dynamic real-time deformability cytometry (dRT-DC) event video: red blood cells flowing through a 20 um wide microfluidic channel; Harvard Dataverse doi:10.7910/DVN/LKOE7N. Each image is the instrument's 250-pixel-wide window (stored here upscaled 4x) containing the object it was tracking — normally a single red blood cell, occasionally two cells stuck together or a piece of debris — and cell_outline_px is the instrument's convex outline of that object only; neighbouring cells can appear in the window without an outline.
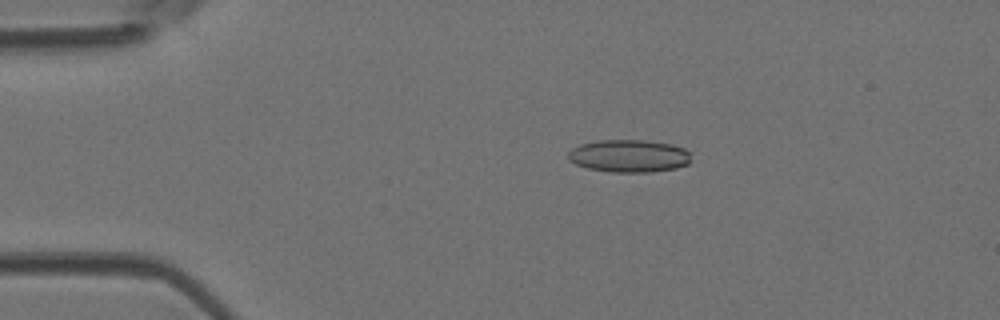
{"species": "Egyptian fruit bat (a non-hibernating species)", "species_latin": "Rousettus aegyptiacus", "temperature_condition": "room temperature", "stored_images_in_passage": 4, "camera_frame_rate_fps": 3000, "um_per_image_px": 0.085, "animal": {"sex": "female"}, "frame": {"image": 1, "passage_image": 3, "time_ms": 0.667, "image_size_px": [1000, 320], "cell_outline_px": [[688, 164], [676, 168], [648, 172], [612, 172], [588, 168], [576, 164], [568, 160], [568, 152], [572, 148], [580, 144], [596, 140], [644, 140], [672, 144], [684, 148], [688, 152]], "centroid_in_image_um": [53.42, 13.25], "position_along_channel_um": 31.6, "area_um2": 23.29}}
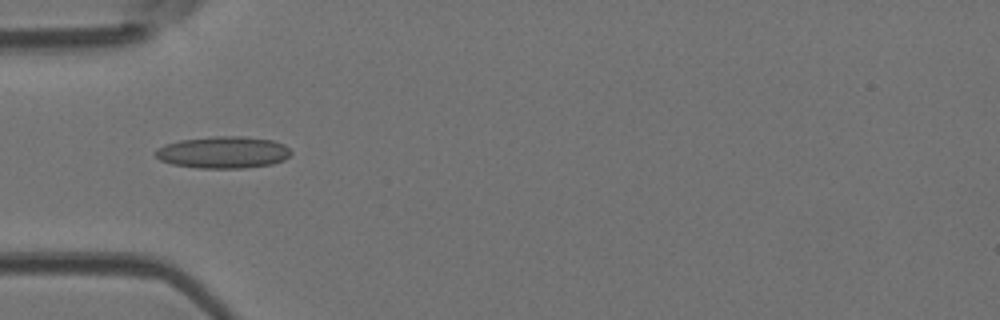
{"frame": {"image": 2, "passage_image": 4, "time_ms": 1.0, "image_size_px": [1000, 320], "cell_outline_px": [[292, 152], [284, 160], [272, 164], [244, 168], [200, 168], [172, 164], [160, 160], [152, 152], [156, 148], [164, 144], [180, 140], [212, 136], [240, 136], [272, 140], [284, 144]], "centroid_in_image_um": [18.94, 12.94], "position_along_channel_um": 66.1, "area_um2": 25.32}}